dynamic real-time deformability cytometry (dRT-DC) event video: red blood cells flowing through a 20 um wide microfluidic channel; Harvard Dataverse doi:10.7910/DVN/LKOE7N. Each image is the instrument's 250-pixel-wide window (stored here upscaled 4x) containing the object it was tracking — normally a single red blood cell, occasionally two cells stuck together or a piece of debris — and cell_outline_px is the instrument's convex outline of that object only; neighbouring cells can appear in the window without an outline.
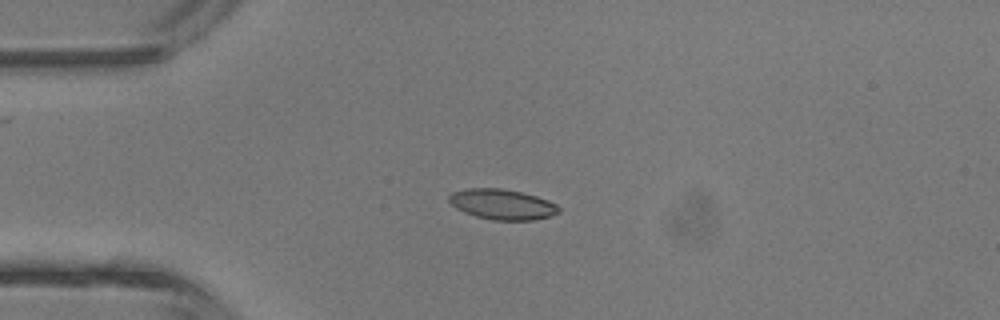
{"species": "common noctule bat (a hibernating species)", "species_latin": "Nyctalus noctula", "temperature_condition": "room temperature", "stored_images_in_passage": 2, "camera_frame_rate_fps": 3000, "um_per_image_px": 0.085, "animal": {"sex": "male", "body_mass_g": 13.3}, "frame": {"image": 1, "passage_image": 1, "time_ms": 0.0, "image_size_px": [1000, 320], "cell_outline_px": [[560, 212], [548, 216], [532, 220], [492, 220], [476, 216], [464, 212], [456, 208], [448, 200], [448, 196], [452, 192], [468, 188], [500, 188], [520, 192], [536, 196], [548, 200], [556, 204], [560, 208]], "centroid_in_image_um": [42.67, 17.36], "position_along_channel_um": 42.3, "area_um2": 19.31}}
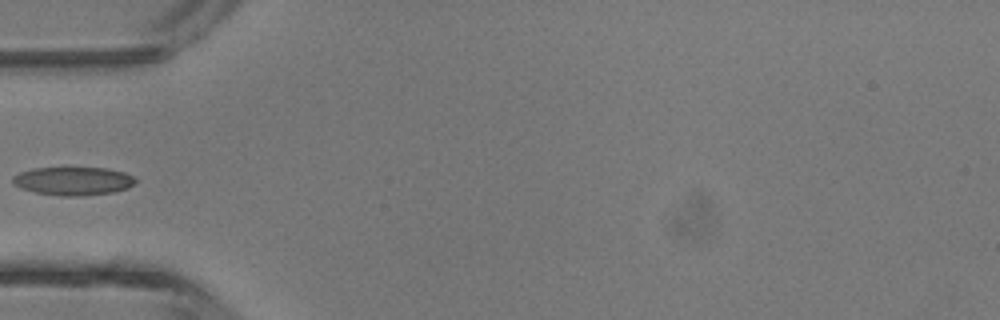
{"frame": {"image": 2, "passage_image": 2, "time_ms": 1.333, "image_size_px": [1000, 320], "cell_outline_px": [[136, 184], [128, 188], [112, 192], [80, 196], [60, 196], [36, 192], [20, 188], [12, 184], [12, 176], [20, 172], [32, 168], [108, 168], [124, 172], [132, 176], [136, 180]], "centroid_in_image_um": [6.21, 15.38], "position_along_channel_um": 78.8, "area_um2": 20.35}}